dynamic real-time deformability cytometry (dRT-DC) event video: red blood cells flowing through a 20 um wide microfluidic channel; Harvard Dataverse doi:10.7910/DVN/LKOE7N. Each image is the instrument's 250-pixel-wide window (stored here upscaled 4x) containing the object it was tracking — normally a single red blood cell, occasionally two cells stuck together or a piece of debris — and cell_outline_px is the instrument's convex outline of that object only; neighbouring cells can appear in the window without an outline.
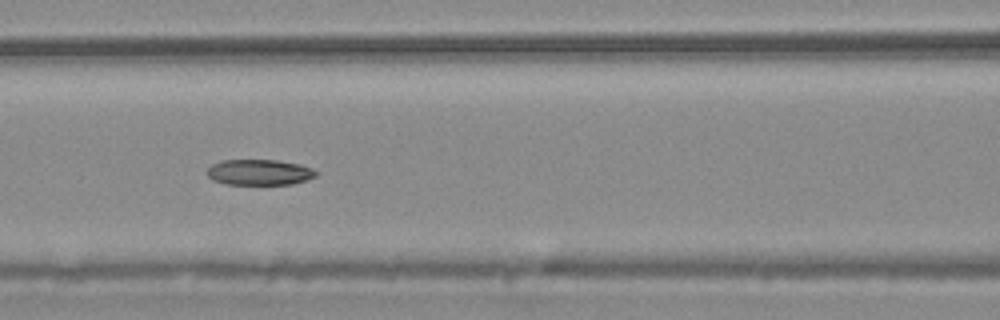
{"species": "common noctule bat (a hibernating species)", "species_latin": "Nyctalus noctula", "temperature_condition": "warm", "stored_images_in_passage": 23, "camera_frame_rate_fps": 3000, "um_per_image_px": 0.085, "animal": {"sex": "male", "body_mass_g": 20.4}, "frame": {"image": 1, "passage_image": 10, "time_ms": 3.0, "image_size_px": [1000, 320], "cell_outline_px": [[320, 172], [316, 176], [308, 180], [292, 184], [228, 184], [212, 180], [208, 176], [208, 168], [212, 164], [224, 160], [276, 160], [300, 164], [312, 168]], "centroid_in_image_um": [22.1, 14.64], "position_along_channel_um": 144.5, "area_um2": 16.36}}
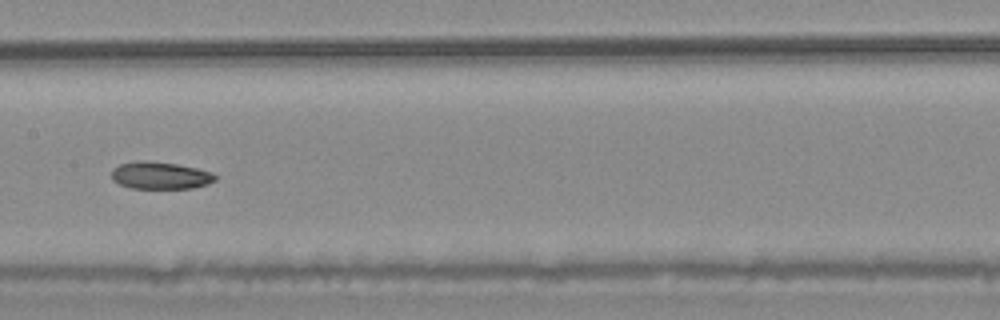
{"frame": {"image": 2, "passage_image": 14, "time_ms": 4.333, "image_size_px": [1000, 320], "cell_outline_px": [[216, 180], [208, 184], [192, 188], [132, 188], [120, 184], [112, 180], [112, 168], [120, 164], [136, 160], [148, 160], [176, 164], [196, 168], [212, 172], [216, 176]], "centroid_in_image_um": [13.61, 14.9], "position_along_channel_um": 193.8, "area_um2": 16.53}}
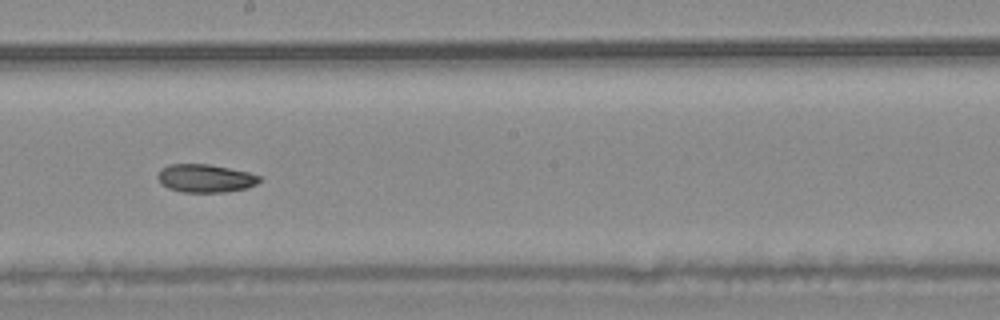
{"frame": {"image": 3, "passage_image": 17, "time_ms": 5.333, "image_size_px": [1000, 320], "cell_outline_px": [[260, 180], [256, 184], [248, 188], [224, 192], [180, 192], [168, 188], [160, 184], [156, 176], [160, 168], [168, 164], [208, 164], [248, 172], [260, 176]], "centroid_in_image_um": [17.4, 15.16], "position_along_channel_um": 230.8, "area_um2": 16.82}}